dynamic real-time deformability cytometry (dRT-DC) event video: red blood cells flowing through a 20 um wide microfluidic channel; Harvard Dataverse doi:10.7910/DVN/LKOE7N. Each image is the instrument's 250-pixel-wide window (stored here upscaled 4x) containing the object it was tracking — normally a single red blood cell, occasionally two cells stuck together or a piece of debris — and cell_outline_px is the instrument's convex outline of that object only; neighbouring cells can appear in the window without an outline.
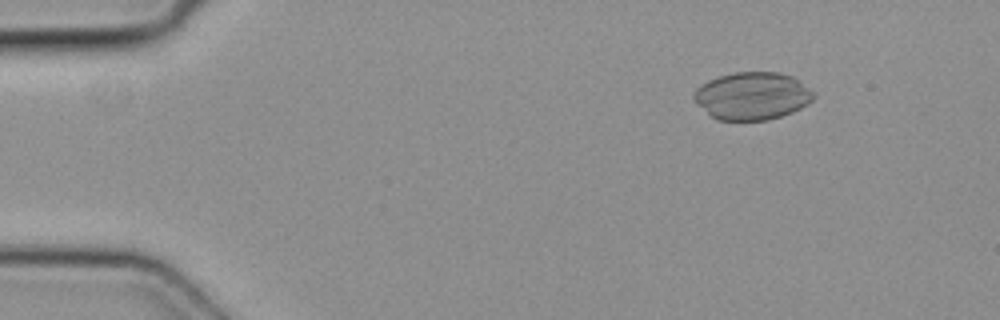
{"species": "common noctule bat (a hibernating species)", "species_latin": "Nyctalus noctula", "temperature_condition": "cold", "stored_images_in_passage": 4, "camera_frame_rate_fps": 3000, "um_per_image_px": 0.085, "animal": {"sex": "female", "body_mass_g": 19.3, "forearm_length_mm": 54.1}, "frame": {"image": 1, "passage_image": 2, "time_ms": 0.333, "image_size_px": [1000, 320], "cell_outline_px": [[816, 96], [808, 104], [792, 112], [768, 120], [716, 120], [692, 96], [696, 88], [708, 80], [720, 76], [736, 72], [780, 72], [792, 76], [808, 88]], "centroid_in_image_um": [63.96, 8.15], "position_along_channel_um": 21.0, "area_um2": 32.83}}